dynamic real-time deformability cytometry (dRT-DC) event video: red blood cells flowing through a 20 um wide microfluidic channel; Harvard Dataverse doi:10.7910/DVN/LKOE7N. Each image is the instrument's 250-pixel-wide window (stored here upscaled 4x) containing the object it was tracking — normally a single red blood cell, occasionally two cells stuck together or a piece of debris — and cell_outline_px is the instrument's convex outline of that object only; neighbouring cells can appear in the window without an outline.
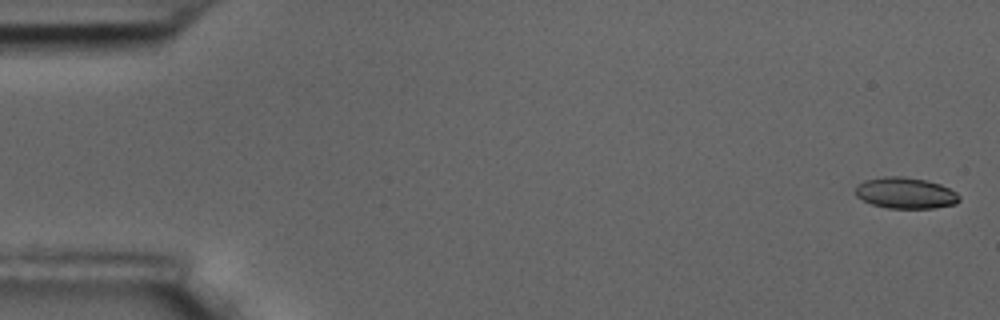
{"species": "common noctule bat (a hibernating species)", "species_latin": "Nyctalus noctula", "temperature_condition": "room temperature", "stored_images_in_passage": 17, "camera_frame_rate_fps": 3000, "um_per_image_px": 0.085, "animal": {"sex": "male", "body_mass_g": 17.5, "forearm_length_mm": 52.3}, "frame": {"image": 1, "passage_image": 2, "time_ms": 0.333, "image_size_px": [1000, 320], "cell_outline_px": [[960, 200], [956, 204], [936, 208], [888, 208], [872, 204], [856, 196], [856, 184], [864, 180], [884, 176], [904, 176], [928, 180], [940, 184], [956, 192], [960, 196]], "centroid_in_image_um": [76.98, 16.4], "position_along_channel_um": 8.0, "area_um2": 19.02}}
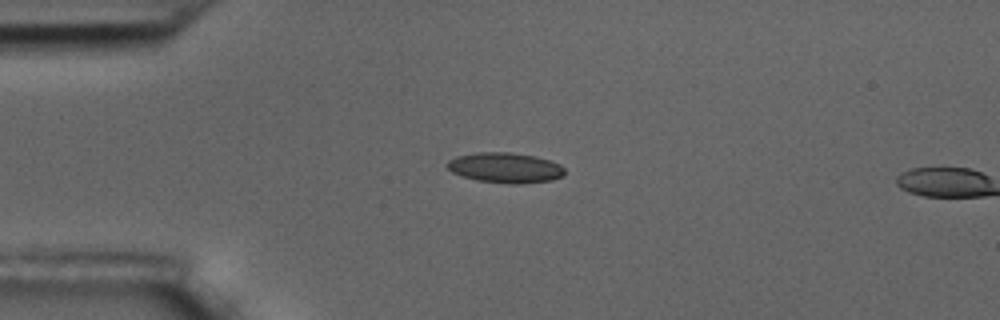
{"frame": {"image": 2, "passage_image": 15, "time_ms": 4.667, "image_size_px": [1000, 320], "cell_outline_px": [[564, 176], [552, 180], [520, 184], [512, 184], [476, 180], [452, 172], [444, 164], [448, 160], [456, 156], [476, 152], [512, 152], [536, 156], [560, 164], [564, 168]], "centroid_in_image_um": [42.94, 14.25], "position_along_channel_um": 42.1, "area_um2": 20.87}}